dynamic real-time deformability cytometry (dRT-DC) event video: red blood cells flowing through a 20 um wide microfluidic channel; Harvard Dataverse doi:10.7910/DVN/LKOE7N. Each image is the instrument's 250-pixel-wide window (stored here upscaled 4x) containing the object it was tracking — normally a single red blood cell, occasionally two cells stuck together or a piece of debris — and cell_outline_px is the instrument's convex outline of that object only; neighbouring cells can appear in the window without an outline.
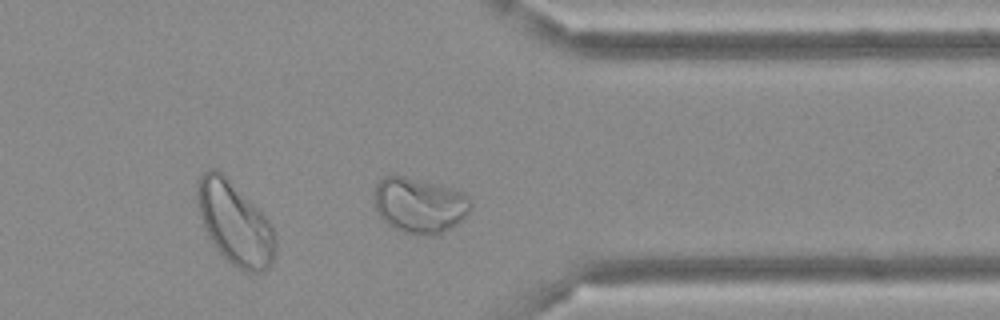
{"species": "Egyptian fruit bat (a non-hibernating species)", "species_latin": "Rousettus aegyptiacus", "temperature_condition": "cold", "stored_images_in_passage": 36, "camera_frame_rate_fps": 3000, "um_per_image_px": 0.085, "frame": {"image": 1, "passage_image": 26, "time_ms": 8.333, "image_size_px": [1000, 320], "cell_outline_px": [[472, 204], [468, 212], [456, 224], [440, 232], [428, 236], [424, 236], [404, 232], [392, 228], [380, 216], [376, 208], [376, 184], [384, 176], [392, 172], [452, 188], [464, 192], [472, 200]], "centroid_in_image_um": [35.65, 17.41], "position_along_channel_um": 375.8, "area_um2": 31.21}}